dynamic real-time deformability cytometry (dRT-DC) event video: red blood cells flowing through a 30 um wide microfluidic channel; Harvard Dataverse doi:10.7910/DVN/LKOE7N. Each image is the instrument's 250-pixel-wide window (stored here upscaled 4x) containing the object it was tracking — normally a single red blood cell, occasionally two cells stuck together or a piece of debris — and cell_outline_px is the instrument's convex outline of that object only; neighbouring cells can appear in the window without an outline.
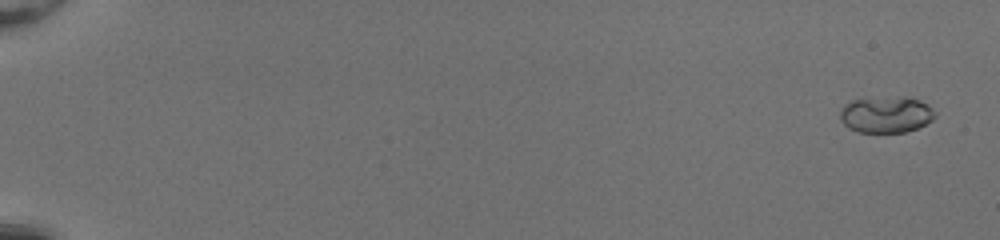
{"species": "common noctule bat (a hibernating species)", "species_latin": "Nyctalus noctula", "temperature_condition": "room temperature", "stored_images_in_passage": 54, "camera_frame_rate_fps": 3000, "um_per_image_px": 0.085, "animal": {"sex": "female", "body_mass_g": 20.0, "forearm_length_mm": 54.0}, "frame": {"image": 1, "passage_image": 3, "time_ms": 0.667, "image_size_px": [1000, 240], "cell_outline_px": [[936, 116], [932, 120], [916, 128], [904, 132], [856, 132], [848, 128], [840, 120], [840, 108], [844, 104], [852, 100], [864, 96], [908, 96], [920, 100], [928, 104], [936, 112]], "centroid_in_image_um": [75.29, 9.69], "position_along_channel_um": 9.7, "area_um2": 20.87}}
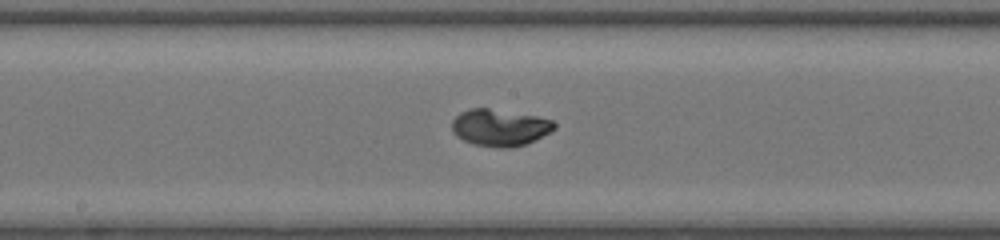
{"frame": {"image": 2, "passage_image": 32, "time_ms": 10.333, "image_size_px": [1000, 240], "cell_outline_px": [[556, 128], [524, 144], [512, 148], [496, 148], [472, 144], [456, 136], [452, 132], [452, 120], [460, 112], [472, 108], [488, 108], [536, 116], [552, 120], [556, 124]], "centroid_in_image_um": [42.43, 10.85], "position_along_channel_um": 205.8, "area_um2": 21.85}}
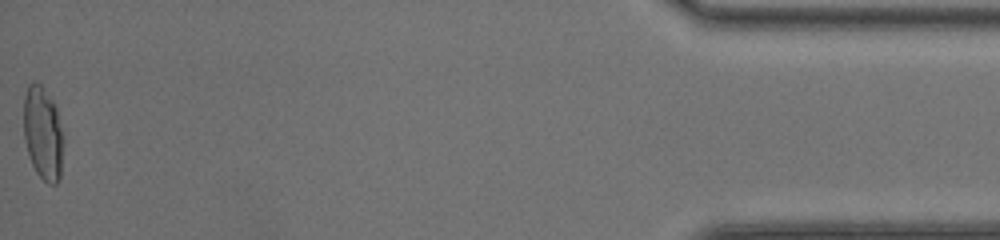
{"frame": {"image": 3, "passage_image": 54, "time_ms": 17.667, "image_size_px": [1000, 240], "cell_outline_px": [[64, 140], [60, 180], [56, 184], [48, 184], [36, 172], [32, 164], [28, 152], [24, 136], [24, 96], [28, 84], [32, 80], [36, 80], [40, 84], [52, 100], [56, 108]], "centroid_in_image_um": [3.66, 11.33], "position_along_channel_um": 431.5, "area_um2": 21.73}, "authors_computed_cell_mechanics": {"area_um2": 20.9814, "velocity_mm_per_s": 4.1595, "shape_relaxation_time_tau1_ms": 3.3449, "shape_relaxation_time_tau2_ms": null, "deformation_change_tau1": 0.2069, "deformation_change_tau2": null}}